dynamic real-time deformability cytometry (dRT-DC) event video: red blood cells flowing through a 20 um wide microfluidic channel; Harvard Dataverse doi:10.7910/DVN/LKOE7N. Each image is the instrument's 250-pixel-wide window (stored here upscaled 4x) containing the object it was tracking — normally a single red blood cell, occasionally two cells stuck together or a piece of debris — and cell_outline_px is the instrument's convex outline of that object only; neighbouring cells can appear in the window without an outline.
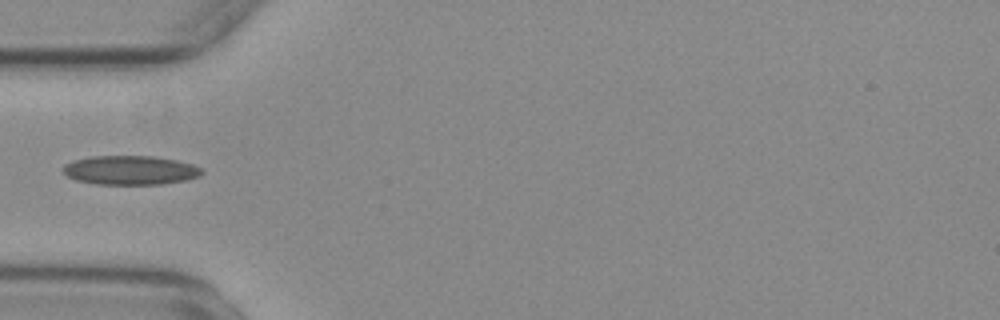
{"species": "common noctule bat (a hibernating species)", "species_latin": "Nyctalus noctula", "temperature_condition": "warm", "stored_images_in_passage": 32, "camera_frame_rate_fps": 3000, "um_per_image_px": 0.085, "animal": {"sex": "female", "body_mass_g": 29.2, "forearm_length_mm": 56.3}, "frame": {"image": 1, "passage_image": 1, "time_ms": 0.0, "image_size_px": [1000, 320], "cell_outline_px": [[204, 172], [200, 176], [188, 180], [160, 184], [96, 184], [76, 180], [68, 176], [60, 168], [64, 164], [72, 160], [88, 156], [152, 156], [176, 160], [192, 164], [200, 168]], "centroid_in_image_um": [11.05, 14.46], "position_along_channel_um": 74.0, "area_um2": 23.7}}
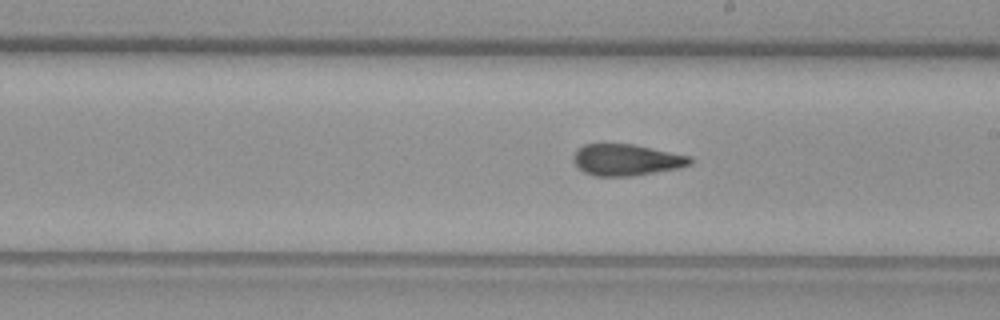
{"frame": {"image": 2, "passage_image": 14, "time_ms": 4.333, "image_size_px": [1000, 320], "cell_outline_px": [[692, 164], [680, 168], [632, 176], [596, 176], [584, 172], [576, 168], [572, 160], [572, 156], [576, 148], [584, 144], [632, 144], [692, 156]], "centroid_in_image_um": [53.21, 13.59], "position_along_channel_um": 235.8, "area_um2": 21.68}}
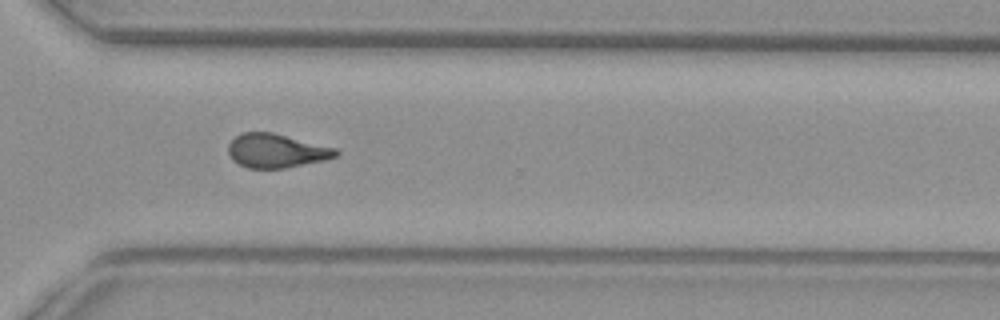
{"frame": {"image": 3, "passage_image": 23, "time_ms": 7.333, "image_size_px": [1000, 320], "cell_outline_px": [[340, 152], [336, 156], [324, 160], [284, 168], [248, 168], [232, 160], [228, 152], [228, 144], [236, 136], [244, 132], [272, 132], [336, 148]], "centroid_in_image_um": [23.48, 12.81], "position_along_channel_um": 347.1, "area_um2": 21.1}}